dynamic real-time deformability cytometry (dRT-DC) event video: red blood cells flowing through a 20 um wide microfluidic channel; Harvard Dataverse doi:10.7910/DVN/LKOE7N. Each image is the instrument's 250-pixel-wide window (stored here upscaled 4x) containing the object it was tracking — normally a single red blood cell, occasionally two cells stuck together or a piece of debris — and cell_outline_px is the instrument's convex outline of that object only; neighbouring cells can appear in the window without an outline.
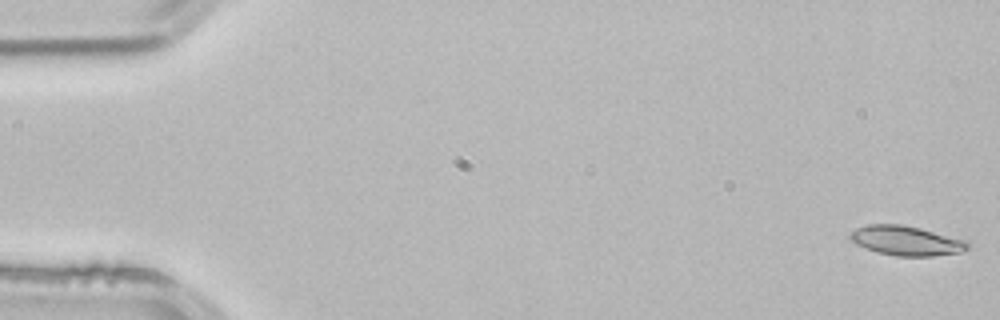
{"species": "common noctule bat (a hibernating species)", "species_latin": "Nyctalus noctula", "temperature_condition": "room temperature", "stored_images_in_passage": 4, "segment_of_instrument_passage": [1, 2], "camera_frame_rate_fps": 3000, "um_per_image_px": 0.085, "animal": {"sex": "male", "body_mass_g": 21.5, "forearm_length_mm": 52.0}, "frame": {"image": 1, "passage_image": 1, "time_ms": 0.0, "image_size_px": [1000, 320], "cell_outline_px": [[968, 248], [960, 252], [932, 256], [896, 256], [876, 252], [856, 244], [848, 236], [856, 228], [868, 224], [904, 224], [968, 240]], "centroid_in_image_um": [77.03, 20.45], "position_along_channel_um": 8.0, "area_um2": 20.29}}